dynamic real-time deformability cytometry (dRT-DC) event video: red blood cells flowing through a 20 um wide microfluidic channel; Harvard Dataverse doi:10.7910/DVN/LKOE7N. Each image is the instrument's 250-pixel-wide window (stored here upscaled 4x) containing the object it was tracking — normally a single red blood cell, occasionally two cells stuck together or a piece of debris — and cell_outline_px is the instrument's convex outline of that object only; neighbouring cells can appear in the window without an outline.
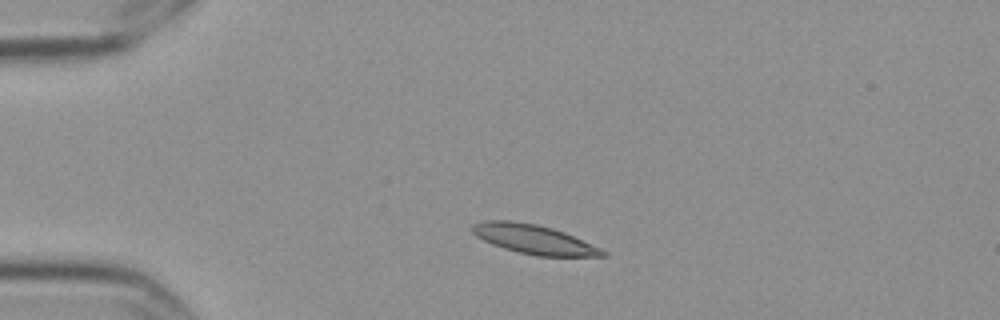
{"species": "Egyptian fruit bat (a non-hibernating species)", "species_latin": "Rousettus aegyptiacus", "temperature_condition": "cold", "stored_images_in_passage": 5, "camera_frame_rate_fps": 3000, "um_per_image_px": 0.085, "frame": {"image": 1, "passage_image": 3, "time_ms": 0.667, "image_size_px": [1000, 320], "cell_outline_px": [[608, 256], [536, 256], [504, 248], [492, 244], [476, 236], [468, 228], [472, 224], [484, 220], [512, 220], [536, 224], [552, 228], [564, 232], [600, 248], [608, 252]], "centroid_in_image_um": [45.34, 20.33], "position_along_channel_um": 39.7, "area_um2": 22.2}}
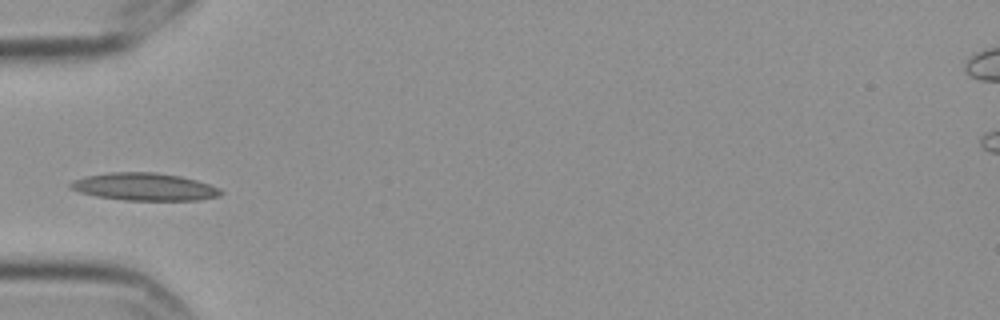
{"frame": {"image": 2, "passage_image": 5, "time_ms": 1.333, "image_size_px": [1000, 320], "cell_outline_px": [[224, 192], [220, 196], [200, 200], [124, 200], [96, 196], [80, 192], [68, 188], [68, 184], [72, 180], [84, 176], [108, 172], [156, 172], [180, 176], [196, 180], [220, 188]], "centroid_in_image_um": [12.25, 15.87], "position_along_channel_um": 72.8, "area_um2": 24.33}}